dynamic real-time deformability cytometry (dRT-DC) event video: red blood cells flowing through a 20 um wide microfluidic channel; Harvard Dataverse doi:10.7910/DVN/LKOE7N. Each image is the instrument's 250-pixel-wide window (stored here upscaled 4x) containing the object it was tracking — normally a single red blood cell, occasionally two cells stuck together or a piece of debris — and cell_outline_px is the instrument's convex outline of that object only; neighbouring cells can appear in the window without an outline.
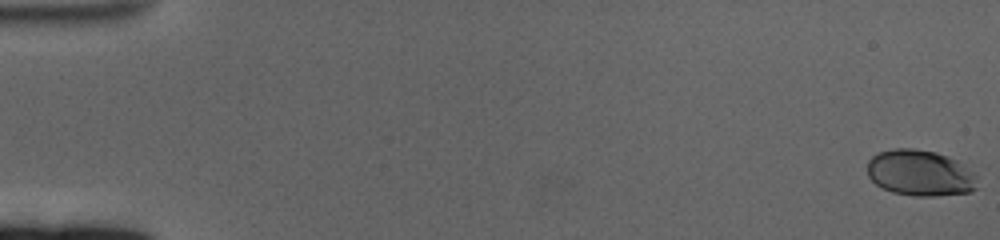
{"species": "human", "species_latin": "Homo sapiens", "temperature_condition": "cold", "stored_images_in_passage": 62, "camera_frame_rate_fps": 3000, "um_per_image_px": 0.085, "donor": {"sex": "female"}, "frame": {"image": 1, "passage_image": 1, "time_ms": 0.0, "image_size_px": [1000, 240], "cell_outline_px": [[976, 188], [968, 192], [936, 196], [916, 196], [892, 192], [876, 184], [868, 176], [868, 160], [872, 156], [880, 152], [892, 148], [912, 148], [936, 152], [948, 156], [964, 164], [976, 172]], "centroid_in_image_um": [78.22, 14.69], "position_along_channel_um": 6.8, "area_um2": 29.65}}
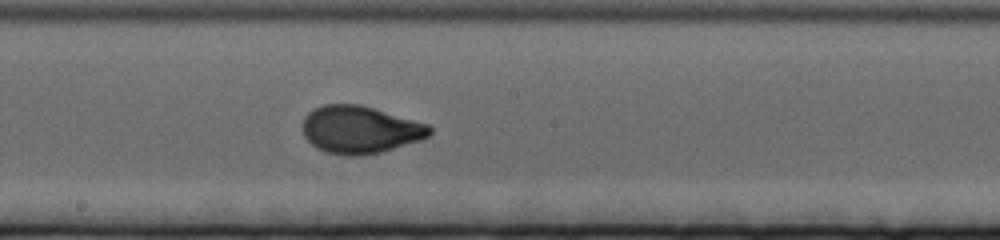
{"frame": {"image": 2, "passage_image": 35, "time_ms": 11.333, "image_size_px": [1000, 240], "cell_outline_px": [[432, 132], [428, 136], [420, 140], [380, 152], [360, 156], [344, 156], [328, 152], [316, 148], [304, 136], [304, 116], [308, 112], [324, 104], [360, 104], [428, 124], [432, 128]], "centroid_in_image_um": [30.6, 11.02], "position_along_channel_um": 217.6, "area_um2": 34.97}}
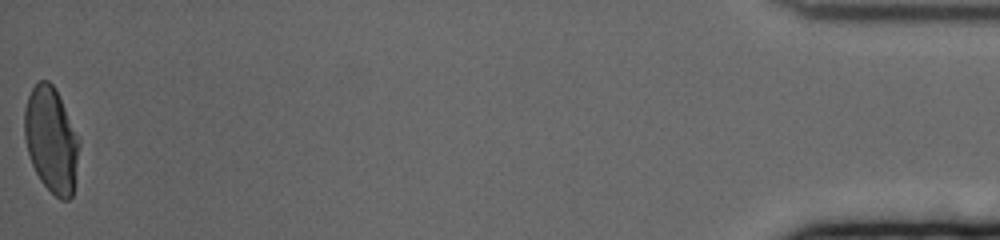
{"frame": {"image": 3, "passage_image": 62, "time_ms": 20.333, "image_size_px": [1000, 240], "cell_outline_px": [[80, 144], [72, 196], [68, 200], [60, 200], [40, 180], [32, 164], [28, 152], [24, 136], [24, 108], [28, 96], [32, 88], [40, 80], [48, 80], [56, 88], [80, 140]], "centroid_in_image_um": [4.35, 11.86], "position_along_channel_um": 430.8, "area_um2": 33.52}, "authors_computed_cell_mechanics": {"area_um2": 33.4373, "velocity_mm_per_s": 3.3593, "shape_relaxation_time_tau1_ms": 3.4056, "shape_relaxation_time_tau2_ms": null, "deformation_change_tau1": 0.1605, "deformation_change_tau2": null}}